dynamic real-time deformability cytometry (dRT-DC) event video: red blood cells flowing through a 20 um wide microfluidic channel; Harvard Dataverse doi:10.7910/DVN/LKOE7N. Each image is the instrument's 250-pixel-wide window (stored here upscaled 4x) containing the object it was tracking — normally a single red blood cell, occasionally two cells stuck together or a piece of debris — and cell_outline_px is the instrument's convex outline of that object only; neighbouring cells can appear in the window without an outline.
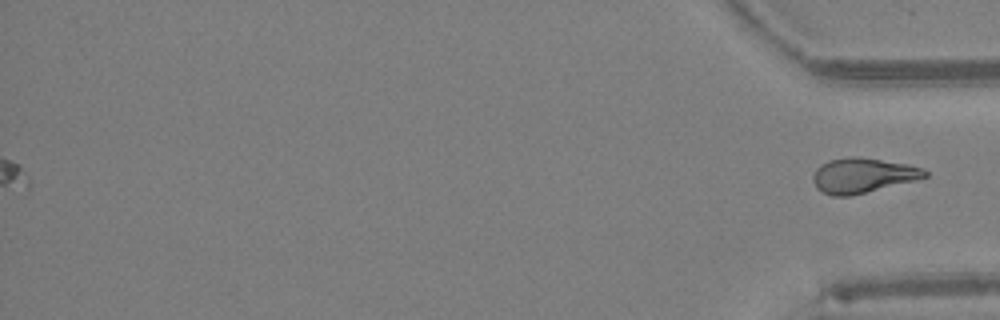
{"species": "Egyptian fruit bat (a non-hibernating species)", "species_latin": "Rousettus aegyptiacus", "temperature_condition": "warm", "stored_images_in_passage": 50, "segment_of_instrument_passage": [2, 2], "camera_frame_rate_fps": 3000, "um_per_image_px": 0.085, "animal": {"sex": "female"}, "frame": {"image": 1, "passage_image": 50, "time_ms": 16.333, "image_size_px": [1000, 320], "cell_outline_px": [[928, 176], [848, 196], [832, 196], [816, 188], [812, 180], [812, 176], [816, 168], [820, 164], [828, 160], [852, 156], [856, 156], [908, 164], [920, 168], [928, 172]], "centroid_in_image_um": [73.25, 14.89], "position_along_channel_um": 361.9, "area_um2": 22.31}}